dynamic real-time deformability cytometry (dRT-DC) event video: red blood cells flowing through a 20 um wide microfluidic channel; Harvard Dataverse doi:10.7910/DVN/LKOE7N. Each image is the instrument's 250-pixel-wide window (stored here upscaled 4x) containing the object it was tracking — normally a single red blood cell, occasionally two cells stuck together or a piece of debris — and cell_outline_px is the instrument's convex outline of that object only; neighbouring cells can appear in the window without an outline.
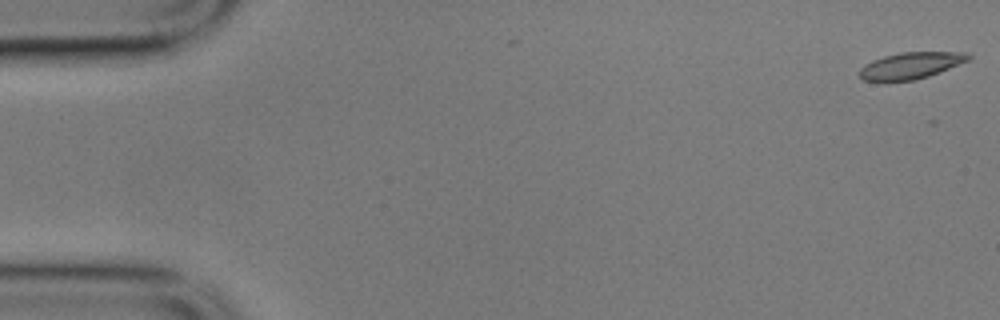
{"species": "common noctule bat (a hibernating species)", "species_latin": "Nyctalus noctula", "temperature_condition": "cold", "stored_images_in_passage": 5, "camera_frame_rate_fps": 3000, "um_per_image_px": 0.085, "animal": {"sex": "male", "body_mass_g": 17.9}, "frame": {"image": 1, "passage_image": 1, "time_ms": 0.0, "image_size_px": [1000, 320], "cell_outline_px": [[972, 56], [968, 60], [928, 76], [916, 80], [884, 84], [864, 80], [860, 76], [860, 68], [864, 64], [872, 60], [884, 56], [900, 52], [968, 52]], "centroid_in_image_um": [77.33, 5.61], "position_along_channel_um": 7.7, "area_um2": 17.28}}